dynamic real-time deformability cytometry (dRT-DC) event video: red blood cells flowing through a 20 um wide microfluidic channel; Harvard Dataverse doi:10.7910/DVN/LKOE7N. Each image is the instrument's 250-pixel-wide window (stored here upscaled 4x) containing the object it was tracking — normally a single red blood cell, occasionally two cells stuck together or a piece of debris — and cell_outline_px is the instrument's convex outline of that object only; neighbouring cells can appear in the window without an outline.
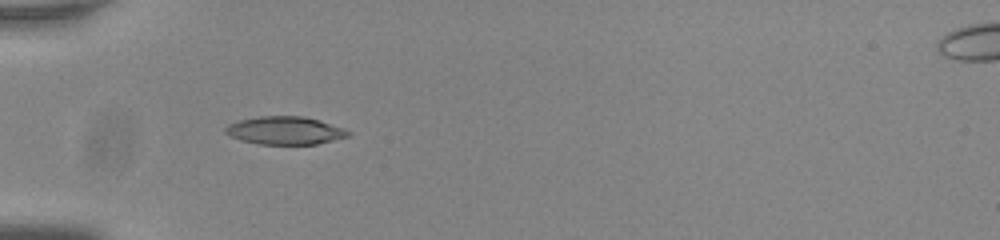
{"species": "common noctule bat (a hibernating species)", "species_latin": "Nyctalus noctula", "temperature_condition": "room temperature", "stored_images_in_passage": 38, "camera_frame_rate_fps": 3000, "um_per_image_px": 0.085, "animal": {"sex": "male", "body_mass_g": 20.0, "forearm_length_mm": 53.3}, "frame": {"image": 1, "passage_image": 1, "time_ms": 0.0, "image_size_px": [1000, 240], "cell_outline_px": [[352, 132], [348, 136], [316, 144], [256, 144], [240, 140], [224, 132], [224, 128], [228, 124], [240, 120], [260, 116], [304, 116], [320, 120]], "centroid_in_image_um": [24.19, 11.09], "position_along_channel_um": 60.8, "area_um2": 19.88}}
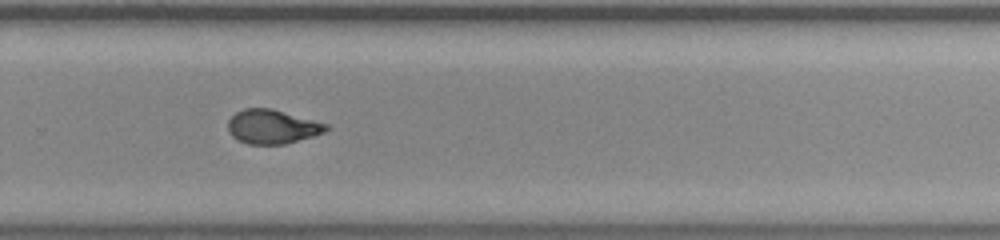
{"frame": {"image": 2, "passage_image": 21, "time_ms": 6.667, "image_size_px": [1000, 240], "cell_outline_px": [[328, 128], [324, 132], [312, 136], [284, 144], [248, 144], [232, 136], [228, 132], [228, 120], [236, 112], [244, 108], [272, 108], [328, 124]], "centroid_in_image_um": [23.12, 10.76], "position_along_channel_um": 306.7, "area_um2": 19.36}}
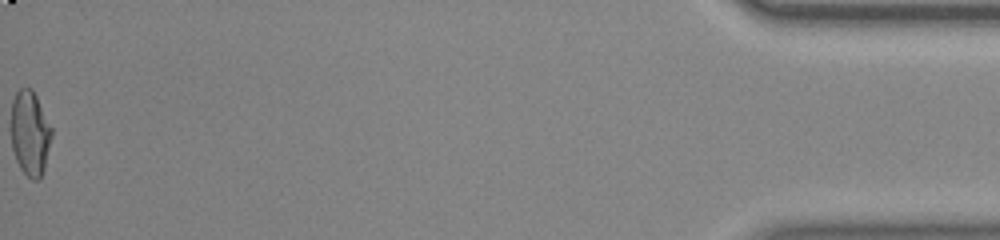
{"frame": {"image": 3, "passage_image": 38, "time_ms": 12.333, "image_size_px": [1000, 240], "cell_outline_px": [[52, 136], [44, 168], [40, 180], [32, 180], [20, 168], [16, 160], [12, 148], [12, 100], [16, 92], [20, 88], [32, 88], [52, 128]], "centroid_in_image_um": [2.56, 11.33], "position_along_channel_um": 432.6, "area_um2": 19.88}, "authors_computed_cell_mechanics": {"area_um2": 19.652, "velocity_mm_per_s": 3.8015, "shape_relaxation_time_tau1_ms": 7.1512, "shape_relaxation_time_tau2_ms": 1.5292, "deformation_change_tau1": 0.2093, "deformation_change_tau2": 0.0744}}